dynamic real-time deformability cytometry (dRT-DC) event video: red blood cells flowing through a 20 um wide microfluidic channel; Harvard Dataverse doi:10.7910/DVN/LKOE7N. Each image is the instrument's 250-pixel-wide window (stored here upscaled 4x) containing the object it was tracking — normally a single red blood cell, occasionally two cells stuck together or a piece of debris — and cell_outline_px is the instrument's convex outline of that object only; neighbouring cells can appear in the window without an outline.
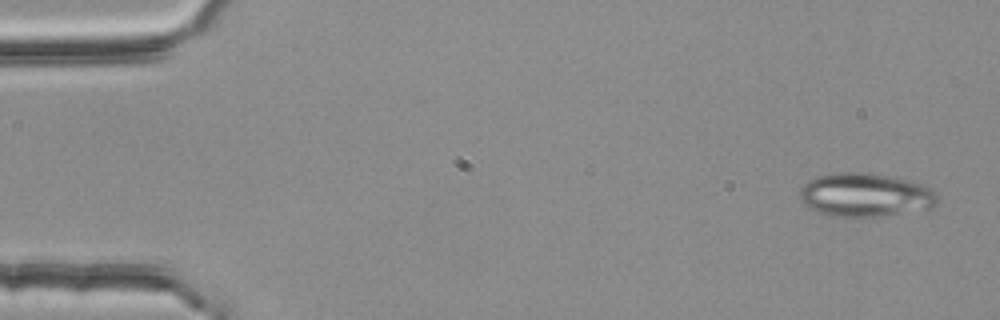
{"species": "common noctule bat (a hibernating species)", "species_latin": "Nyctalus noctula", "temperature_condition": "room temperature", "stored_images_in_passage": 4, "camera_frame_rate_fps": 3000, "um_per_image_px": 0.085, "animal": {"sex": "female", "body_mass_g": 25.1}, "frame": {"image": 1, "passage_image": 1, "time_ms": 0.0, "image_size_px": [1000, 320], "cell_outline_px": [[940, 196], [936, 204], [932, 208], [880, 216], [832, 216], [820, 212], [804, 204], [800, 200], [800, 188], [808, 180], [816, 176], [840, 172], [868, 172], [912, 180], [932, 188]], "centroid_in_image_um": [73.59, 16.55], "position_along_channel_um": 11.4, "area_um2": 35.2}}